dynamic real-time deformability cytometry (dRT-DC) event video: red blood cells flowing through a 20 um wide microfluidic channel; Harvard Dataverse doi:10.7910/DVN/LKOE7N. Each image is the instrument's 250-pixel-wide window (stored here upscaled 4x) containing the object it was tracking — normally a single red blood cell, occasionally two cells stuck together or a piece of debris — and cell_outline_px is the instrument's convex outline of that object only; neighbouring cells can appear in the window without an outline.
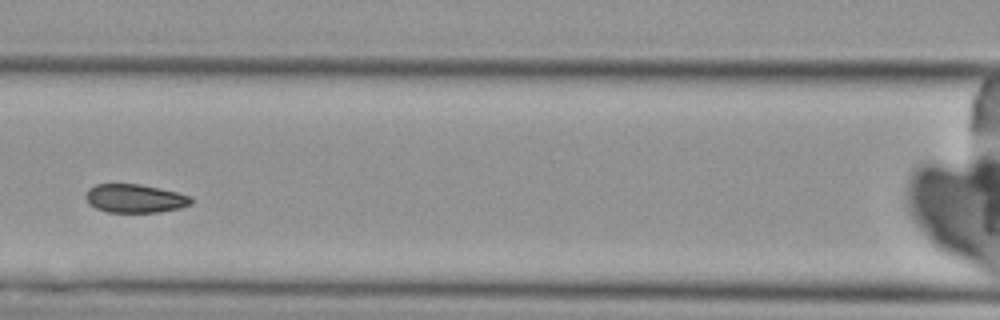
{"species": "Egyptian fruit bat (a non-hibernating species)", "species_latin": "Rousettus aegyptiacus", "temperature_condition": "cold", "stored_images_in_passage": 8, "camera_frame_rate_fps": 3000, "um_per_image_px": 0.085, "animal": {"sex": "female"}, "frame": {"image": 1, "passage_image": 5, "time_ms": 6.0, "image_size_px": [1000, 320], "cell_outline_px": [[192, 204], [180, 208], [160, 212], [108, 212], [96, 208], [88, 204], [84, 196], [88, 188], [96, 184], [140, 184], [160, 188], [192, 196]], "centroid_in_image_um": [11.46, 16.86], "position_along_channel_um": 155.1, "area_um2": 17.69}}
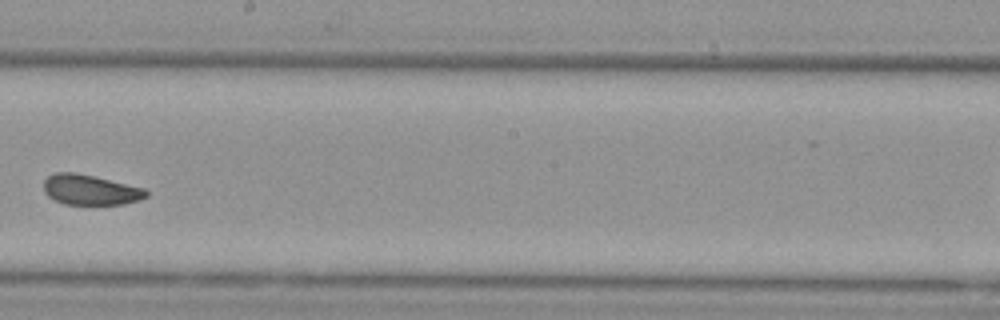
{"frame": {"image": 2, "passage_image": 7, "time_ms": 8.333, "image_size_px": [1000, 320], "cell_outline_px": [[148, 196], [140, 200], [124, 204], [64, 204], [48, 196], [44, 192], [44, 180], [48, 176], [56, 172], [76, 172], [144, 188], [148, 192]], "centroid_in_image_um": [7.67, 16.13], "position_along_channel_um": 240.5, "area_um2": 17.98}}
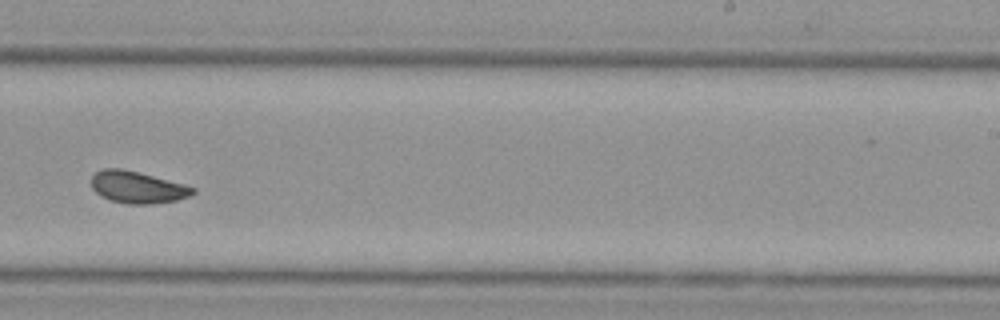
{"frame": {"image": 3, "passage_image": 8, "time_ms": 9.333, "image_size_px": [1000, 320], "cell_outline_px": [[196, 192], [188, 196], [176, 200], [152, 204], [128, 204], [112, 200], [100, 196], [92, 188], [92, 176], [96, 172], [104, 168], [120, 168], [184, 184], [196, 188]], "centroid_in_image_um": [11.68, 15.92], "position_along_channel_um": 277.3, "area_um2": 18.61}}